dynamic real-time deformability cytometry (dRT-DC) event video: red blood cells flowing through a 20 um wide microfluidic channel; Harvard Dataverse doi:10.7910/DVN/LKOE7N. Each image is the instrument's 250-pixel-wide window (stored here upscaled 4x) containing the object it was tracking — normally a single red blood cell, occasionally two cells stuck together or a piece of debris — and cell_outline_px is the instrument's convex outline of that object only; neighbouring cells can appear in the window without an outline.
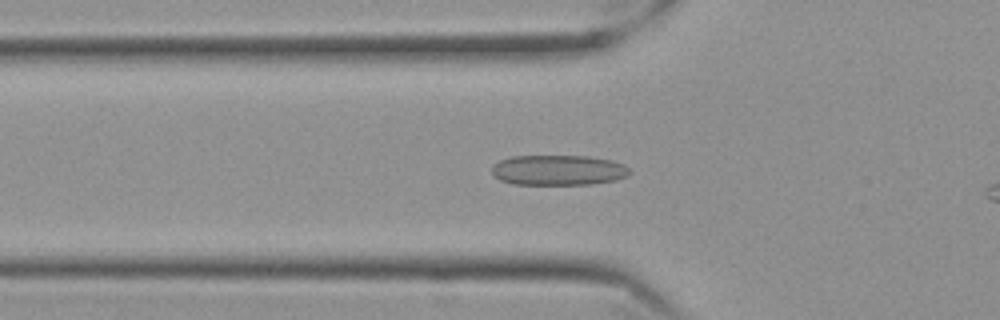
{"species": "Egyptian fruit bat (a non-hibernating species)", "species_latin": "Rousettus aegyptiacus", "temperature_condition": "cold", "stored_images_in_passage": 45, "camera_frame_rate_fps": 3000, "um_per_image_px": 0.085, "frame": {"image": 1, "passage_image": 14, "time_ms": 4.333, "image_size_px": [1000, 320], "cell_outline_px": [[632, 172], [628, 176], [616, 180], [592, 184], [512, 184], [500, 180], [492, 172], [492, 164], [500, 160], [512, 156], [588, 156], [612, 160], [624, 164]], "centroid_in_image_um": [47.48, 14.46], "position_along_channel_um": 78.3, "area_um2": 24.45}}
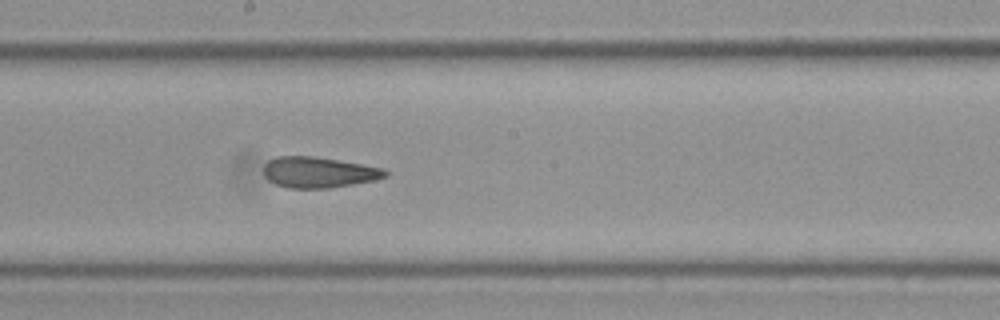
{"frame": {"image": 2, "passage_image": 26, "time_ms": 8.333, "image_size_px": [1000, 320], "cell_outline_px": [[388, 176], [376, 180], [328, 188], [288, 188], [276, 184], [268, 180], [264, 176], [264, 164], [268, 160], [276, 156], [316, 156], [384, 168], [388, 172]], "centroid_in_image_um": [27.08, 14.64], "position_along_channel_um": 221.1, "area_um2": 21.96}}
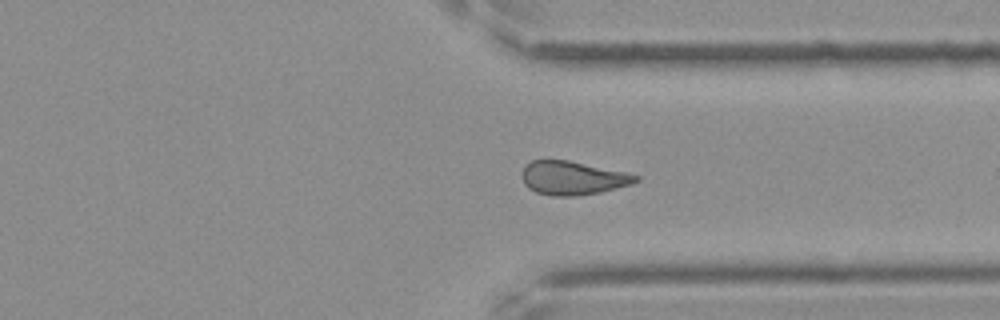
{"frame": {"image": 3, "passage_image": 38, "time_ms": 12.333, "image_size_px": [1000, 320], "cell_outline_px": [[640, 180], [632, 184], [600, 192], [576, 196], [552, 196], [536, 192], [528, 188], [524, 184], [520, 176], [520, 172], [532, 160], [568, 160], [628, 172], [640, 176]], "centroid_in_image_um": [48.69, 15.13], "position_along_channel_um": 362.7, "area_um2": 22.54}}